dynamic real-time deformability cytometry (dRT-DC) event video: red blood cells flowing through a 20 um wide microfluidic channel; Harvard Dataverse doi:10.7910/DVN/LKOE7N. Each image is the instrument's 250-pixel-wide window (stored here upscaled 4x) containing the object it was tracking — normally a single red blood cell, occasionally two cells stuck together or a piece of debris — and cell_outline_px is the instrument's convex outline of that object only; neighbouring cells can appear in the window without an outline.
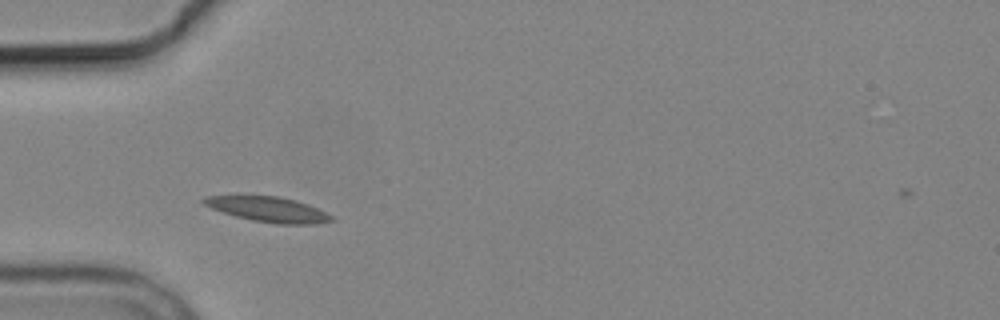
{"species": "common noctule bat (a hibernating species)", "species_latin": "Nyctalus noctula", "temperature_condition": "cold", "stored_images_in_passage": 3, "camera_frame_rate_fps": 3000, "um_per_image_px": 0.085, "animal": {"sex": "male", "body_mass_g": 19.2, "forearm_length_mm": 51.8}, "frame": {"image": 1, "passage_image": 2, "time_ms": 1.333, "image_size_px": [1000, 320], "cell_outline_px": [[336, 220], [316, 224], [280, 224], [252, 220], [236, 216], [212, 208], [204, 204], [200, 200], [204, 196], [280, 196], [296, 200], [308, 204], [332, 216]], "centroid_in_image_um": [22.82, 17.79], "position_along_channel_um": 62.2, "area_um2": 18.5}}
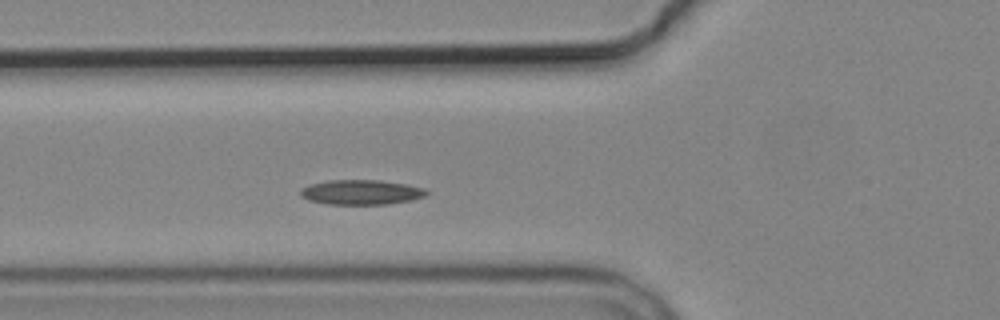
{"frame": {"image": 2, "passage_image": 3, "time_ms": 2.333, "image_size_px": [1000, 320], "cell_outline_px": [[428, 192], [424, 196], [408, 200], [388, 204], [328, 204], [308, 200], [300, 196], [300, 188], [308, 184], [328, 180], [380, 180], [404, 184], [424, 188]], "centroid_in_image_um": [30.62, 16.33], "position_along_channel_um": 95.2, "area_um2": 18.15}}